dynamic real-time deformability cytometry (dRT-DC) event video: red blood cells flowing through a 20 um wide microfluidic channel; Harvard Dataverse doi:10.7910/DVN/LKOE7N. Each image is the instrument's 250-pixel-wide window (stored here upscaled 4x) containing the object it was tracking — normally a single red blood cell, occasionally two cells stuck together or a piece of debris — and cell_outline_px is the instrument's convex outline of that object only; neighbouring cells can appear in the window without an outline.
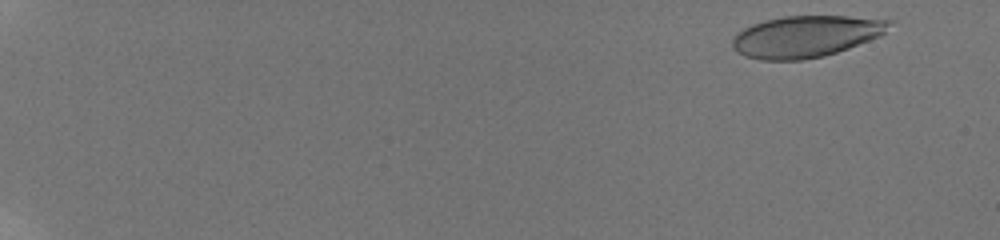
{"species": "human", "species_latin": "Homo sapiens", "temperature_condition": "room temperature", "stored_images_in_passage": 45, "camera_frame_rate_fps": 3000, "um_per_image_px": 0.085, "donor": {"sex": "male"}, "frame": {"image": 1, "passage_image": 4, "time_ms": 1.0, "image_size_px": [1000, 240], "cell_outline_px": [[896, 20], [880, 36], [848, 48], [824, 56], [804, 60], [760, 60], [744, 56], [736, 52], [732, 48], [732, 40], [744, 28], [752, 24], [764, 20], [784, 16], [848, 16]], "centroid_in_image_um": [68.5, 3.09], "position_along_channel_um": 16.5, "area_um2": 38.09}}
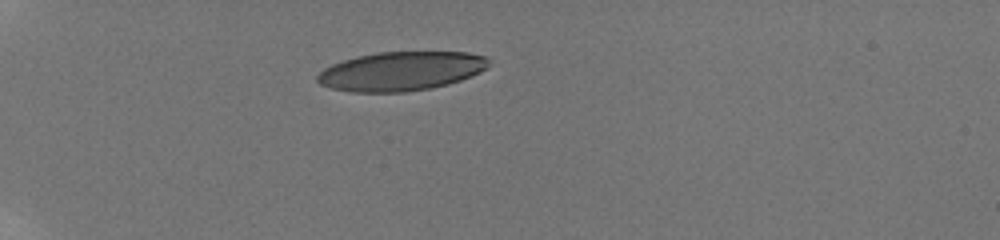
{"frame": {"image": 2, "passage_image": 39, "time_ms": 6.0, "image_size_px": [1000, 240], "cell_outline_px": [[488, 64], [480, 72], [460, 80], [448, 84], [428, 88], [404, 92], [352, 92], [332, 88], [320, 84], [316, 80], [316, 76], [324, 68], [332, 64], [356, 56], [376, 52], [468, 52], [484, 56], [488, 60]], "centroid_in_image_um": [34.04, 6.04], "position_along_channel_um": 51.0, "area_um2": 38.78}}